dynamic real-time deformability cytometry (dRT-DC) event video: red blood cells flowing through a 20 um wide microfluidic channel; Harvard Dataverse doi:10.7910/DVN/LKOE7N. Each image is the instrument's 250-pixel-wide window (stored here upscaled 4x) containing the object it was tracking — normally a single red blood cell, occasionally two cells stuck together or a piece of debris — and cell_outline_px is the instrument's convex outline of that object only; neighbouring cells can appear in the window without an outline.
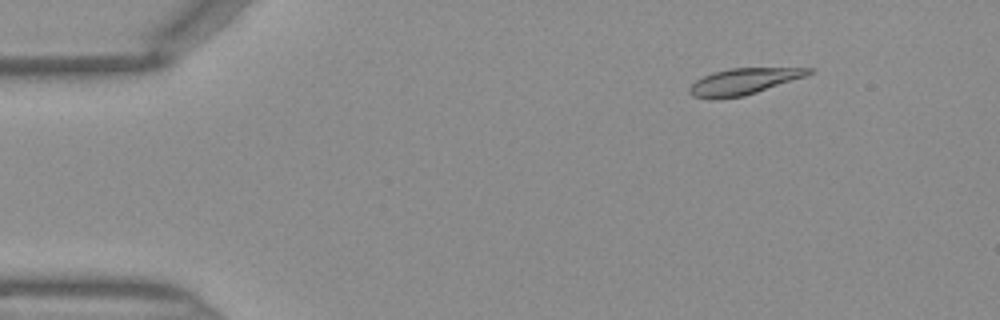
{"species": "Egyptian fruit bat (a non-hibernating species)", "species_latin": "Rousettus aegyptiacus", "temperature_condition": "warm", "stored_images_in_passage": 44, "camera_frame_rate_fps": 3000, "um_per_image_px": 0.085, "frame": {"image": 1, "passage_image": 3, "time_ms": 0.667, "image_size_px": [1000, 320], "cell_outline_px": [[816, 68], [808, 76], [744, 96], [716, 100], [692, 96], [688, 92], [688, 88], [696, 80], [712, 72], [732, 68]], "centroid_in_image_um": [63.2, 6.93], "position_along_channel_um": 21.8, "area_um2": 18.44}}
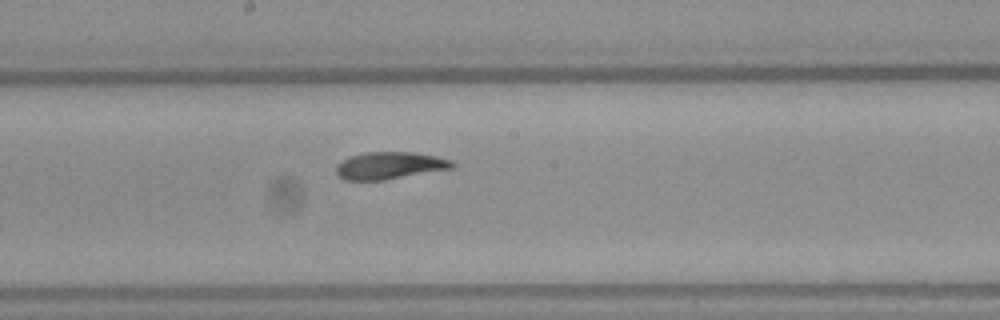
{"frame": {"image": 2, "passage_image": 22, "time_ms": 7.0, "image_size_px": [1000, 320], "cell_outline_px": [[456, 164], [452, 168], [384, 180], [344, 180], [336, 172], [336, 164], [352, 156], [364, 152], [412, 152], [436, 156], [452, 160]], "centroid_in_image_um": [33.13, 14.07], "position_along_channel_um": 215.1, "area_um2": 18.26}}
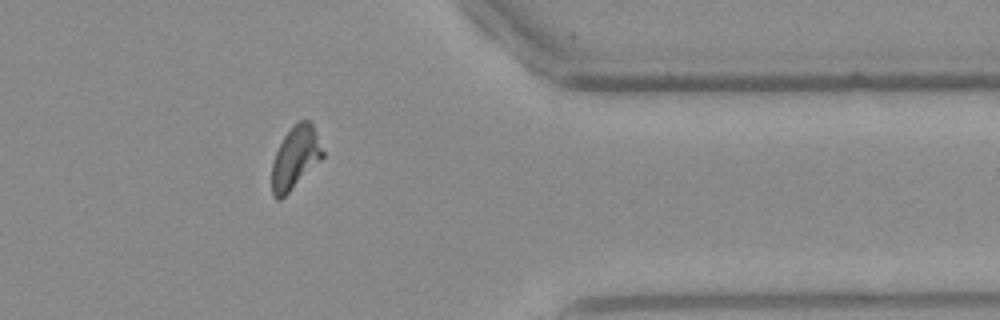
{"frame": {"image": 3, "passage_image": 35, "time_ms": 11.333, "image_size_px": [1000, 320], "cell_outline_px": [[324, 156], [280, 200], [276, 200], [272, 196], [272, 164], [276, 152], [284, 136], [300, 120], [312, 120], [324, 152]], "centroid_in_image_um": [25.1, 13.39], "position_along_channel_um": 386.3, "area_um2": 18.21}}